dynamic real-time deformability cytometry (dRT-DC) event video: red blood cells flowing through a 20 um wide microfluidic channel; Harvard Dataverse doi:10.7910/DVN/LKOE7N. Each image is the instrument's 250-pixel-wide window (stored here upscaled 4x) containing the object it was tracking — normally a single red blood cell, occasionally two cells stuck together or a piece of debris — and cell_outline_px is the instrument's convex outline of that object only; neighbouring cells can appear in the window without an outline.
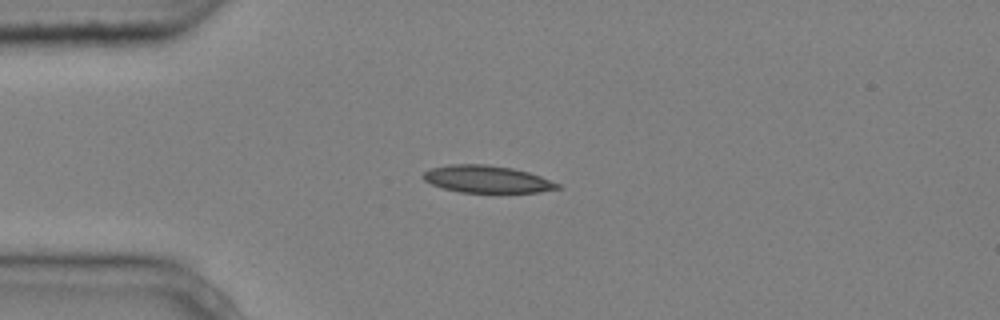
{"species": "common noctule bat (a hibernating species)", "species_latin": "Nyctalus noctula", "temperature_condition": "cold", "stored_images_in_passage": 4, "camera_frame_rate_fps": 3000, "um_per_image_px": 0.085, "animal": {"sex": "male", "body_mass_g": 20.4}, "frame": {"image": 1, "passage_image": 1, "time_ms": 0.0, "image_size_px": [1000, 320], "cell_outline_px": [[564, 188], [540, 192], [460, 192], [444, 188], [432, 184], [424, 180], [420, 176], [424, 172], [432, 168], [452, 164], [484, 164], [512, 168], [528, 172], [540, 176], [560, 184]], "centroid_in_image_um": [41.41, 15.23], "position_along_channel_um": 43.6, "area_um2": 21.21}}